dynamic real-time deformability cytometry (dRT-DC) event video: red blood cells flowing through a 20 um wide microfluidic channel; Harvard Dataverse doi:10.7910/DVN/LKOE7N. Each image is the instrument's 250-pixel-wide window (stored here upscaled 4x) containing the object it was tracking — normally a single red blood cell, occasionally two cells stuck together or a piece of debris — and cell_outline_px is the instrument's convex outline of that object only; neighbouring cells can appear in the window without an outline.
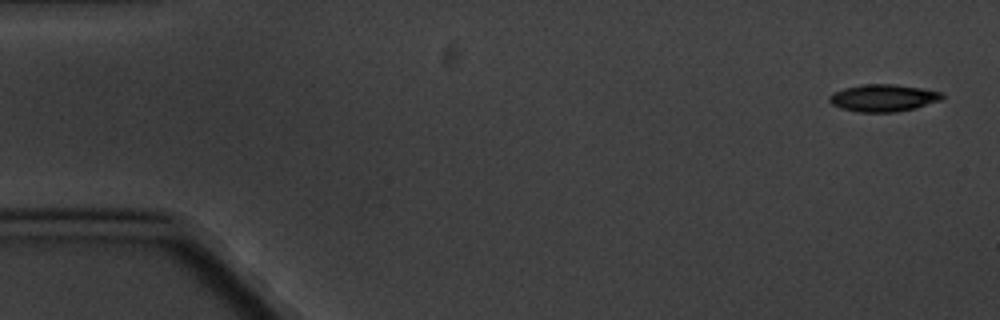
{"species": "common noctule bat (a hibernating species)", "species_latin": "Nyctalus noctula", "temperature_condition": "cold", "stored_images_in_passage": 8, "camera_frame_rate_fps": 3000, "um_per_image_px": 0.085, "animal": {"sex": "male", "body_mass_g": 20.1, "forearm_length_mm": 53.5}, "frame": {"image": 1, "passage_image": 1, "time_ms": 0.0, "image_size_px": [1000, 320], "cell_outline_px": [[944, 96], [940, 100], [916, 108], [896, 112], [860, 112], [840, 108], [832, 104], [828, 100], [828, 96], [832, 92], [844, 88], [864, 84], [896, 84], [920, 88], [940, 92]], "centroid_in_image_um": [75.03, 8.32], "position_along_channel_um": 10.0, "area_um2": 17.86}}
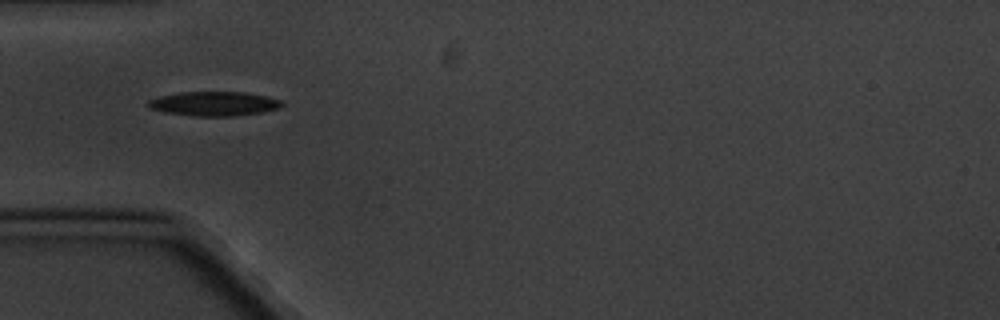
{"frame": {"image": 2, "passage_image": 5, "time_ms": 5.333, "image_size_px": [1000, 320], "cell_outline_px": [[284, 104], [280, 108], [264, 112], [232, 116], [192, 116], [164, 112], [148, 108], [148, 100], [160, 96], [180, 92], [244, 92], [268, 96], [280, 100]], "centroid_in_image_um": [18.21, 8.82], "position_along_channel_um": 66.8, "area_um2": 19.07}}